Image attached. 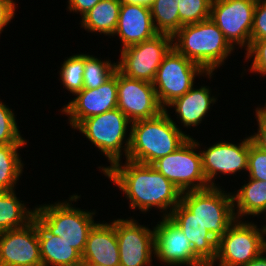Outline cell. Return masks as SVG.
Returning <instances> with one entry per match:
<instances>
[{
    "mask_svg": "<svg viewBox=\"0 0 266 266\" xmlns=\"http://www.w3.org/2000/svg\"><path fill=\"white\" fill-rule=\"evenodd\" d=\"M101 0H69L68 9L71 11H79L82 16L90 11Z\"/></svg>",
    "mask_w": 266,
    "mask_h": 266,
    "instance_id": "cell-37",
    "label": "cell"
},
{
    "mask_svg": "<svg viewBox=\"0 0 266 266\" xmlns=\"http://www.w3.org/2000/svg\"><path fill=\"white\" fill-rule=\"evenodd\" d=\"M117 108L131 122L145 120L165 110L158 101L153 83L132 79L117 70Z\"/></svg>",
    "mask_w": 266,
    "mask_h": 266,
    "instance_id": "cell-12",
    "label": "cell"
},
{
    "mask_svg": "<svg viewBox=\"0 0 266 266\" xmlns=\"http://www.w3.org/2000/svg\"><path fill=\"white\" fill-rule=\"evenodd\" d=\"M215 101L216 99L210 96L209 88L204 86L200 89H194L192 87L183 96L170 103L168 107H175L176 113L179 114L180 120L186 127L197 126L205 117L210 104Z\"/></svg>",
    "mask_w": 266,
    "mask_h": 266,
    "instance_id": "cell-22",
    "label": "cell"
},
{
    "mask_svg": "<svg viewBox=\"0 0 266 266\" xmlns=\"http://www.w3.org/2000/svg\"><path fill=\"white\" fill-rule=\"evenodd\" d=\"M154 227V243L157 259L170 265L206 266L193 252L183 231L169 218Z\"/></svg>",
    "mask_w": 266,
    "mask_h": 266,
    "instance_id": "cell-15",
    "label": "cell"
},
{
    "mask_svg": "<svg viewBox=\"0 0 266 266\" xmlns=\"http://www.w3.org/2000/svg\"><path fill=\"white\" fill-rule=\"evenodd\" d=\"M213 0H179V29L183 25L210 19Z\"/></svg>",
    "mask_w": 266,
    "mask_h": 266,
    "instance_id": "cell-30",
    "label": "cell"
},
{
    "mask_svg": "<svg viewBox=\"0 0 266 266\" xmlns=\"http://www.w3.org/2000/svg\"><path fill=\"white\" fill-rule=\"evenodd\" d=\"M122 2L101 0L82 16V26L89 31L114 35Z\"/></svg>",
    "mask_w": 266,
    "mask_h": 266,
    "instance_id": "cell-23",
    "label": "cell"
},
{
    "mask_svg": "<svg viewBox=\"0 0 266 266\" xmlns=\"http://www.w3.org/2000/svg\"><path fill=\"white\" fill-rule=\"evenodd\" d=\"M60 71L62 83L67 90L76 94L84 89V54L69 57L62 64Z\"/></svg>",
    "mask_w": 266,
    "mask_h": 266,
    "instance_id": "cell-29",
    "label": "cell"
},
{
    "mask_svg": "<svg viewBox=\"0 0 266 266\" xmlns=\"http://www.w3.org/2000/svg\"><path fill=\"white\" fill-rule=\"evenodd\" d=\"M264 38H266V0H257L251 30V41Z\"/></svg>",
    "mask_w": 266,
    "mask_h": 266,
    "instance_id": "cell-34",
    "label": "cell"
},
{
    "mask_svg": "<svg viewBox=\"0 0 266 266\" xmlns=\"http://www.w3.org/2000/svg\"><path fill=\"white\" fill-rule=\"evenodd\" d=\"M102 171L124 191L132 209L138 207L146 212L152 206L160 210L171 207L170 212L165 214L169 217L171 210L181 201L180 190L151 165L127 160L123 167L116 162L102 168Z\"/></svg>",
    "mask_w": 266,
    "mask_h": 266,
    "instance_id": "cell-1",
    "label": "cell"
},
{
    "mask_svg": "<svg viewBox=\"0 0 266 266\" xmlns=\"http://www.w3.org/2000/svg\"><path fill=\"white\" fill-rule=\"evenodd\" d=\"M207 73L200 65L172 48L162 60L153 81L161 106H168L193 87L195 75Z\"/></svg>",
    "mask_w": 266,
    "mask_h": 266,
    "instance_id": "cell-8",
    "label": "cell"
},
{
    "mask_svg": "<svg viewBox=\"0 0 266 266\" xmlns=\"http://www.w3.org/2000/svg\"><path fill=\"white\" fill-rule=\"evenodd\" d=\"M198 145L189 137L173 153L157 159L151 166L172 182L181 193L208 188L210 186L203 172L201 153L193 151Z\"/></svg>",
    "mask_w": 266,
    "mask_h": 266,
    "instance_id": "cell-6",
    "label": "cell"
},
{
    "mask_svg": "<svg viewBox=\"0 0 266 266\" xmlns=\"http://www.w3.org/2000/svg\"><path fill=\"white\" fill-rule=\"evenodd\" d=\"M262 255L263 253L257 256L254 260H251L249 263L242 266H266V257Z\"/></svg>",
    "mask_w": 266,
    "mask_h": 266,
    "instance_id": "cell-38",
    "label": "cell"
},
{
    "mask_svg": "<svg viewBox=\"0 0 266 266\" xmlns=\"http://www.w3.org/2000/svg\"><path fill=\"white\" fill-rule=\"evenodd\" d=\"M131 124L124 151L126 160L136 163L151 165L157 159L173 153L189 138L175 125L166 108L153 118Z\"/></svg>",
    "mask_w": 266,
    "mask_h": 266,
    "instance_id": "cell-2",
    "label": "cell"
},
{
    "mask_svg": "<svg viewBox=\"0 0 266 266\" xmlns=\"http://www.w3.org/2000/svg\"><path fill=\"white\" fill-rule=\"evenodd\" d=\"M200 153L207 183L209 186H216L212 179L217 172L231 174L248 169L249 137L244 139L239 146L232 143L219 142Z\"/></svg>",
    "mask_w": 266,
    "mask_h": 266,
    "instance_id": "cell-17",
    "label": "cell"
},
{
    "mask_svg": "<svg viewBox=\"0 0 266 266\" xmlns=\"http://www.w3.org/2000/svg\"><path fill=\"white\" fill-rule=\"evenodd\" d=\"M169 218L183 231L192 245L194 254L206 266H213L217 239L181 202L171 211Z\"/></svg>",
    "mask_w": 266,
    "mask_h": 266,
    "instance_id": "cell-18",
    "label": "cell"
},
{
    "mask_svg": "<svg viewBox=\"0 0 266 266\" xmlns=\"http://www.w3.org/2000/svg\"><path fill=\"white\" fill-rule=\"evenodd\" d=\"M0 266H42L38 221L0 232Z\"/></svg>",
    "mask_w": 266,
    "mask_h": 266,
    "instance_id": "cell-13",
    "label": "cell"
},
{
    "mask_svg": "<svg viewBox=\"0 0 266 266\" xmlns=\"http://www.w3.org/2000/svg\"><path fill=\"white\" fill-rule=\"evenodd\" d=\"M115 232L119 247V266H146L151 264L155 251L154 230L124 219L115 220Z\"/></svg>",
    "mask_w": 266,
    "mask_h": 266,
    "instance_id": "cell-14",
    "label": "cell"
},
{
    "mask_svg": "<svg viewBox=\"0 0 266 266\" xmlns=\"http://www.w3.org/2000/svg\"><path fill=\"white\" fill-rule=\"evenodd\" d=\"M180 202L217 240L237 220L232 195L225 194L217 186L186 191L182 193Z\"/></svg>",
    "mask_w": 266,
    "mask_h": 266,
    "instance_id": "cell-4",
    "label": "cell"
},
{
    "mask_svg": "<svg viewBox=\"0 0 266 266\" xmlns=\"http://www.w3.org/2000/svg\"><path fill=\"white\" fill-rule=\"evenodd\" d=\"M173 41L171 35L158 33L151 39L122 48L117 70L128 78L153 83L162 60L173 48Z\"/></svg>",
    "mask_w": 266,
    "mask_h": 266,
    "instance_id": "cell-7",
    "label": "cell"
},
{
    "mask_svg": "<svg viewBox=\"0 0 266 266\" xmlns=\"http://www.w3.org/2000/svg\"><path fill=\"white\" fill-rule=\"evenodd\" d=\"M258 120V133L251 136L252 143L258 148L266 151V111L262 108L256 110Z\"/></svg>",
    "mask_w": 266,
    "mask_h": 266,
    "instance_id": "cell-35",
    "label": "cell"
},
{
    "mask_svg": "<svg viewBox=\"0 0 266 266\" xmlns=\"http://www.w3.org/2000/svg\"><path fill=\"white\" fill-rule=\"evenodd\" d=\"M257 0H213L210 19L228 42L250 47L251 30ZM247 41V42H246Z\"/></svg>",
    "mask_w": 266,
    "mask_h": 266,
    "instance_id": "cell-11",
    "label": "cell"
},
{
    "mask_svg": "<svg viewBox=\"0 0 266 266\" xmlns=\"http://www.w3.org/2000/svg\"><path fill=\"white\" fill-rule=\"evenodd\" d=\"M76 96L62 110L70 116L73 128L86 118L117 108V70L103 85L96 89H83Z\"/></svg>",
    "mask_w": 266,
    "mask_h": 266,
    "instance_id": "cell-16",
    "label": "cell"
},
{
    "mask_svg": "<svg viewBox=\"0 0 266 266\" xmlns=\"http://www.w3.org/2000/svg\"><path fill=\"white\" fill-rule=\"evenodd\" d=\"M34 218L13 191H0V232L25 227Z\"/></svg>",
    "mask_w": 266,
    "mask_h": 266,
    "instance_id": "cell-24",
    "label": "cell"
},
{
    "mask_svg": "<svg viewBox=\"0 0 266 266\" xmlns=\"http://www.w3.org/2000/svg\"><path fill=\"white\" fill-rule=\"evenodd\" d=\"M75 266H86L84 263H81V264H78V265H75Z\"/></svg>",
    "mask_w": 266,
    "mask_h": 266,
    "instance_id": "cell-40",
    "label": "cell"
},
{
    "mask_svg": "<svg viewBox=\"0 0 266 266\" xmlns=\"http://www.w3.org/2000/svg\"><path fill=\"white\" fill-rule=\"evenodd\" d=\"M26 144L21 137L14 113L0 102V145Z\"/></svg>",
    "mask_w": 266,
    "mask_h": 266,
    "instance_id": "cell-31",
    "label": "cell"
},
{
    "mask_svg": "<svg viewBox=\"0 0 266 266\" xmlns=\"http://www.w3.org/2000/svg\"><path fill=\"white\" fill-rule=\"evenodd\" d=\"M38 238L42 266H75L82 263V255L59 236L50 234L38 222Z\"/></svg>",
    "mask_w": 266,
    "mask_h": 266,
    "instance_id": "cell-21",
    "label": "cell"
},
{
    "mask_svg": "<svg viewBox=\"0 0 266 266\" xmlns=\"http://www.w3.org/2000/svg\"><path fill=\"white\" fill-rule=\"evenodd\" d=\"M246 57L254 55L251 71L260 74H266V38L256 41H250V47L247 49Z\"/></svg>",
    "mask_w": 266,
    "mask_h": 266,
    "instance_id": "cell-33",
    "label": "cell"
},
{
    "mask_svg": "<svg viewBox=\"0 0 266 266\" xmlns=\"http://www.w3.org/2000/svg\"><path fill=\"white\" fill-rule=\"evenodd\" d=\"M263 230L265 231V234H266V226L263 227Z\"/></svg>",
    "mask_w": 266,
    "mask_h": 266,
    "instance_id": "cell-41",
    "label": "cell"
},
{
    "mask_svg": "<svg viewBox=\"0 0 266 266\" xmlns=\"http://www.w3.org/2000/svg\"><path fill=\"white\" fill-rule=\"evenodd\" d=\"M116 33L121 38L123 48L141 43L157 35L150 7L122 2L114 35Z\"/></svg>",
    "mask_w": 266,
    "mask_h": 266,
    "instance_id": "cell-19",
    "label": "cell"
},
{
    "mask_svg": "<svg viewBox=\"0 0 266 266\" xmlns=\"http://www.w3.org/2000/svg\"><path fill=\"white\" fill-rule=\"evenodd\" d=\"M24 144L0 145V191H13L22 173L23 163L17 149Z\"/></svg>",
    "mask_w": 266,
    "mask_h": 266,
    "instance_id": "cell-26",
    "label": "cell"
},
{
    "mask_svg": "<svg viewBox=\"0 0 266 266\" xmlns=\"http://www.w3.org/2000/svg\"><path fill=\"white\" fill-rule=\"evenodd\" d=\"M178 5L179 0H153L150 3L153 25L158 33L173 36L179 30Z\"/></svg>",
    "mask_w": 266,
    "mask_h": 266,
    "instance_id": "cell-27",
    "label": "cell"
},
{
    "mask_svg": "<svg viewBox=\"0 0 266 266\" xmlns=\"http://www.w3.org/2000/svg\"><path fill=\"white\" fill-rule=\"evenodd\" d=\"M233 202H237V215H258L266 211V181L251 179L238 190L236 195H232ZM238 216V217H237Z\"/></svg>",
    "mask_w": 266,
    "mask_h": 266,
    "instance_id": "cell-25",
    "label": "cell"
},
{
    "mask_svg": "<svg viewBox=\"0 0 266 266\" xmlns=\"http://www.w3.org/2000/svg\"><path fill=\"white\" fill-rule=\"evenodd\" d=\"M249 178L266 181V151L258 148L249 137L248 169Z\"/></svg>",
    "mask_w": 266,
    "mask_h": 266,
    "instance_id": "cell-32",
    "label": "cell"
},
{
    "mask_svg": "<svg viewBox=\"0 0 266 266\" xmlns=\"http://www.w3.org/2000/svg\"><path fill=\"white\" fill-rule=\"evenodd\" d=\"M69 202L43 205L34 210V218L52 235L59 236L83 254L89 232L96 224L95 213L75 209Z\"/></svg>",
    "mask_w": 266,
    "mask_h": 266,
    "instance_id": "cell-5",
    "label": "cell"
},
{
    "mask_svg": "<svg viewBox=\"0 0 266 266\" xmlns=\"http://www.w3.org/2000/svg\"><path fill=\"white\" fill-rule=\"evenodd\" d=\"M14 12L15 3L13 0H0V33L14 17Z\"/></svg>",
    "mask_w": 266,
    "mask_h": 266,
    "instance_id": "cell-36",
    "label": "cell"
},
{
    "mask_svg": "<svg viewBox=\"0 0 266 266\" xmlns=\"http://www.w3.org/2000/svg\"><path fill=\"white\" fill-rule=\"evenodd\" d=\"M217 240L215 261L219 266H242L266 252L265 231L256 225L236 220Z\"/></svg>",
    "mask_w": 266,
    "mask_h": 266,
    "instance_id": "cell-9",
    "label": "cell"
},
{
    "mask_svg": "<svg viewBox=\"0 0 266 266\" xmlns=\"http://www.w3.org/2000/svg\"><path fill=\"white\" fill-rule=\"evenodd\" d=\"M172 38L176 40L173 48L200 65L209 77L234 49L211 19L183 25Z\"/></svg>",
    "mask_w": 266,
    "mask_h": 266,
    "instance_id": "cell-3",
    "label": "cell"
},
{
    "mask_svg": "<svg viewBox=\"0 0 266 266\" xmlns=\"http://www.w3.org/2000/svg\"><path fill=\"white\" fill-rule=\"evenodd\" d=\"M120 1L128 4H140V5L149 6L153 0H120Z\"/></svg>",
    "mask_w": 266,
    "mask_h": 266,
    "instance_id": "cell-39",
    "label": "cell"
},
{
    "mask_svg": "<svg viewBox=\"0 0 266 266\" xmlns=\"http://www.w3.org/2000/svg\"><path fill=\"white\" fill-rule=\"evenodd\" d=\"M130 122L123 112L115 108L82 120L75 129H79L97 146L108 157L112 166L120 161L122 141Z\"/></svg>",
    "mask_w": 266,
    "mask_h": 266,
    "instance_id": "cell-10",
    "label": "cell"
},
{
    "mask_svg": "<svg viewBox=\"0 0 266 266\" xmlns=\"http://www.w3.org/2000/svg\"><path fill=\"white\" fill-rule=\"evenodd\" d=\"M85 265L119 266L120 255L115 232V220L112 224L96 223L89 232L86 247L82 254Z\"/></svg>",
    "mask_w": 266,
    "mask_h": 266,
    "instance_id": "cell-20",
    "label": "cell"
},
{
    "mask_svg": "<svg viewBox=\"0 0 266 266\" xmlns=\"http://www.w3.org/2000/svg\"><path fill=\"white\" fill-rule=\"evenodd\" d=\"M117 70V64L108 60L101 61L90 55L84 54V89H96L103 85Z\"/></svg>",
    "mask_w": 266,
    "mask_h": 266,
    "instance_id": "cell-28",
    "label": "cell"
}]
</instances>
